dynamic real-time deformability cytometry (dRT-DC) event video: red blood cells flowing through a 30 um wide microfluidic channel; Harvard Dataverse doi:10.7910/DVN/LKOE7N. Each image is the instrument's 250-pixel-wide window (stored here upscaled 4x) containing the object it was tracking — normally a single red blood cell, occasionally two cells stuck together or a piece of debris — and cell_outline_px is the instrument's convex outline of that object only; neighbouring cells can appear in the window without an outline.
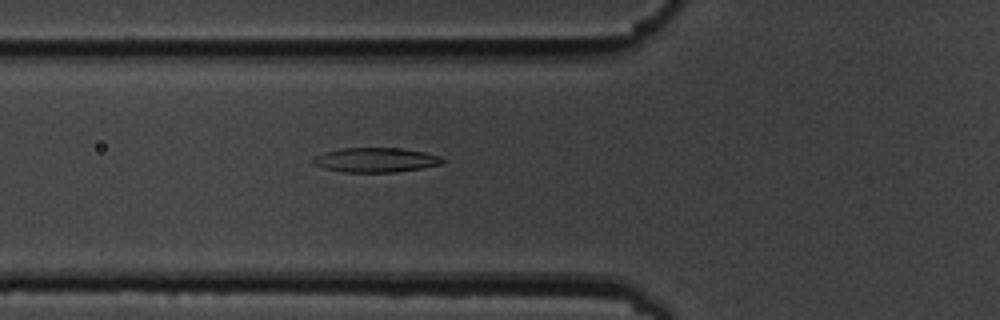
{"species": "common noctule bat (a hibernating species)", "species_latin": "Nyctalus noctula", "temperature_condition": "cold", "stored_images_in_passage": 5, "camera_frame_rate_fps": 3000, "um_per_image_px": 0.085, "animal": {"sex": "male", "body_mass_g": 19.5, "forearm_length_mm": 54.6}, "frame": {"image": 1, "passage_image": 5, "time_ms": 4.667, "image_size_px": [1000, 320], "cell_outline_px": [[444, 160], [440, 164], [424, 168], [396, 172], [344, 172], [324, 168], [312, 164], [312, 156], [324, 152], [340, 148], [404, 148], [424, 152], [440, 156]], "centroid_in_image_um": [31.9, 13.59], "position_along_channel_um": 93.9, "area_um2": 18.67}}